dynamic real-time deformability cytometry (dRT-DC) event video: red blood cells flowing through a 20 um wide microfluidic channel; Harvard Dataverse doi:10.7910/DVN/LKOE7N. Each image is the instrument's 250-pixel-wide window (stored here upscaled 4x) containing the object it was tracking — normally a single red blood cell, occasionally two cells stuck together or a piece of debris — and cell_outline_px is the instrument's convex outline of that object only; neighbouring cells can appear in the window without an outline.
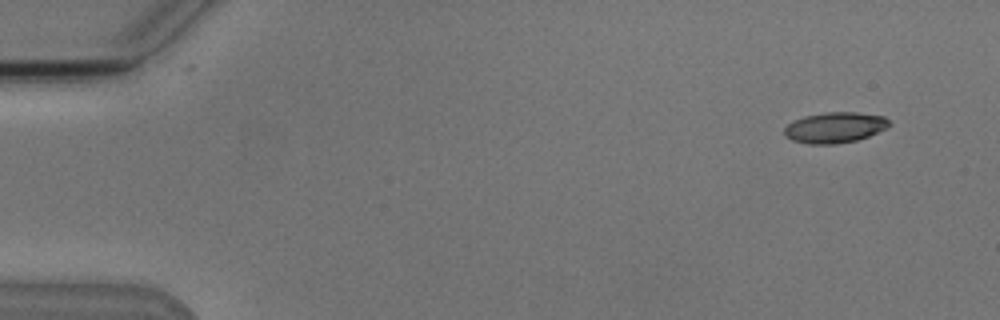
{"species": "Egyptian fruit bat (a non-hibernating species)", "species_latin": "Rousettus aegyptiacus", "temperature_condition": "cold", "stored_images_in_passage": 7, "camera_frame_rate_fps": 3000, "um_per_image_px": 0.085, "animal": {"sex": "male"}, "frame": {"image": 1, "passage_image": 1, "time_ms": 0.0, "image_size_px": [1000, 320], "cell_outline_px": [[892, 124], [888, 128], [868, 136], [856, 140], [836, 144], [808, 144], [792, 140], [784, 136], [784, 128], [788, 124], [804, 116], [824, 112], [856, 112], [884, 116]], "centroid_in_image_um": [70.97, 10.84], "position_along_channel_um": 14.0, "area_um2": 18.84}}
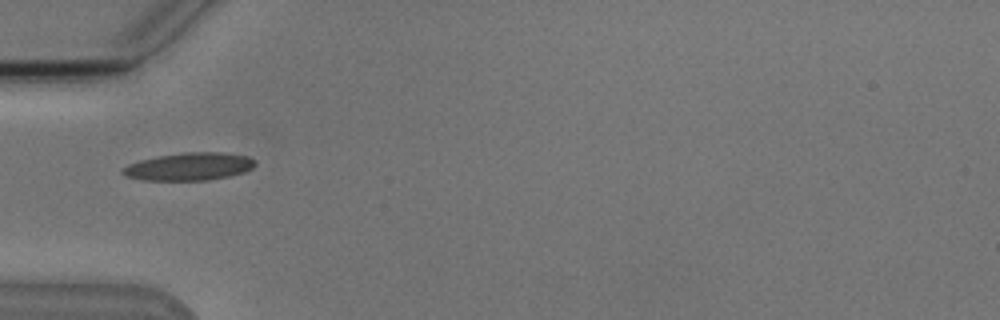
{"frame": {"image": 2, "passage_image": 5, "time_ms": 4.667, "image_size_px": [1000, 320], "cell_outline_px": [[256, 164], [252, 168], [244, 172], [228, 176], [208, 180], [144, 180], [124, 176], [120, 172], [120, 168], [128, 164], [140, 160], [160, 156], [184, 152], [220, 152], [248, 156], [256, 160]], "centroid_in_image_um": [16.06, 14.16], "position_along_channel_um": 68.9, "area_um2": 21.44}}
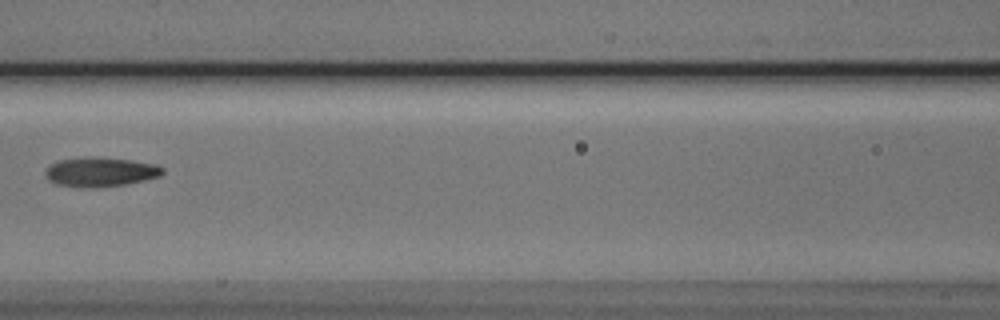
{"frame": {"image": 3, "passage_image": 7, "time_ms": 7.0, "image_size_px": [1000, 320], "cell_outline_px": [[164, 172], [160, 176], [144, 180], [124, 184], [56, 184], [48, 180], [44, 172], [56, 160], [80, 156], [96, 156], [132, 160], [156, 164], [164, 168]], "centroid_in_image_um": [8.56, 14.53], "position_along_channel_um": 158.0, "area_um2": 19.31}}